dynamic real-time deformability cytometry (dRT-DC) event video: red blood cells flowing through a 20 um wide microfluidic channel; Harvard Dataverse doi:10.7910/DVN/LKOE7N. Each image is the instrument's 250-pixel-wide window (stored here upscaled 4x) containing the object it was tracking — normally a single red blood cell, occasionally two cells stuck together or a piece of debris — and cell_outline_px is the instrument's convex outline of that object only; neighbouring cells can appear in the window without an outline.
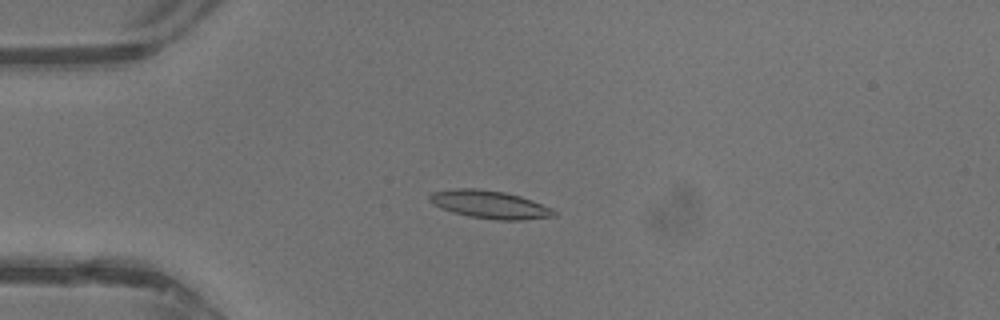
{"species": "common noctule bat (a hibernating species)", "species_latin": "Nyctalus noctula", "temperature_condition": "warm", "stored_images_in_passage": 44, "camera_frame_rate_fps": 3000, "um_per_image_px": 0.085, "animal": {"sex": "male", "body_mass_g": 13.3}, "frame": {"image": 1, "passage_image": 12, "time_ms": 3.667, "image_size_px": [1000, 320], "cell_outline_px": [[556, 216], [520, 220], [496, 220], [468, 216], [452, 212], [428, 200], [428, 196], [432, 192], [456, 188], [476, 188], [504, 192], [520, 196], [532, 200], [552, 208], [556, 212]], "centroid_in_image_um": [41.64, 17.38], "position_along_channel_um": 43.4, "area_um2": 20.11}}
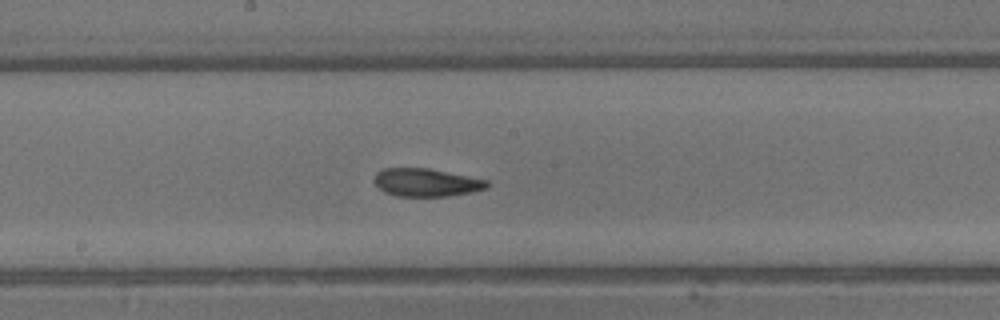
{"frame": {"image": 2, "passage_image": 24, "time_ms": 7.667, "image_size_px": [1000, 320], "cell_outline_px": [[488, 188], [472, 192], [448, 196], [396, 196], [384, 192], [376, 184], [376, 172], [384, 168], [428, 168], [488, 180]], "centroid_in_image_um": [36.25, 15.51], "position_along_channel_um": 211.9, "area_um2": 18.26}}
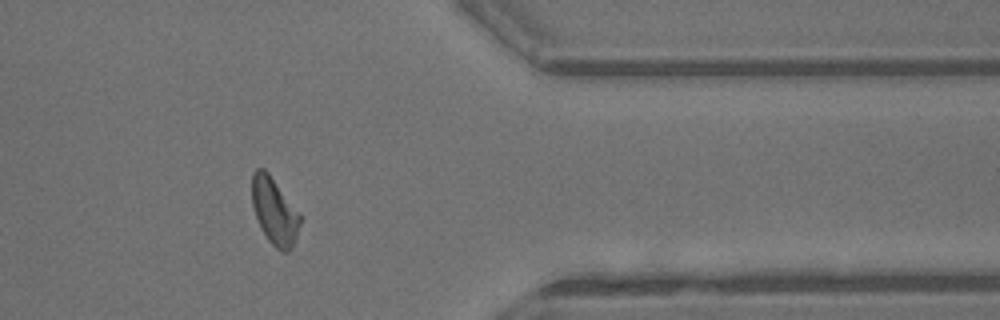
{"frame": {"image": 3, "passage_image": 36, "time_ms": 11.667, "image_size_px": [1000, 320], "cell_outline_px": [[300, 224], [296, 240], [288, 252], [280, 252], [268, 240], [260, 228], [252, 204], [252, 172], [256, 168], [264, 168], [268, 172], [300, 212]], "centroid_in_image_um": [23.33, 17.95], "position_along_channel_um": 388.1, "area_um2": 18.9}, "authors_computed_cell_mechanics": {"area_um2": 18.6116, "velocity_mm_per_s": 4.8411, "shape_relaxation_time_tau1_ms": 6.0689, "shape_relaxation_time_tau2_ms": 2.3778, "deformation_change_tau1": 0.2069, "deformation_change_tau2": 0.103}}